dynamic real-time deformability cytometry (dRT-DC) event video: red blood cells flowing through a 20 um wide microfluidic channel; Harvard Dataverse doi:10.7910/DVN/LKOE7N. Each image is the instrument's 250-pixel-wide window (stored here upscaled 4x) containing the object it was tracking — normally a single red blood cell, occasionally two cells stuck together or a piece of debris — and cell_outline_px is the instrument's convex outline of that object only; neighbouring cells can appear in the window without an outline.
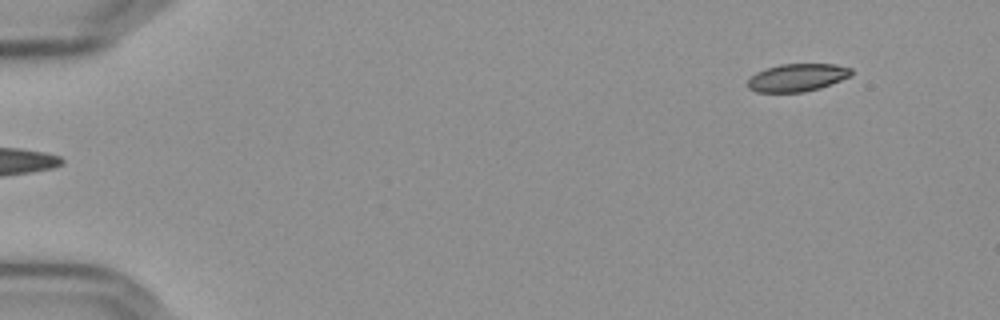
{"species": "Egyptian fruit bat (a non-hibernating species)", "species_latin": "Rousettus aegyptiacus", "temperature_condition": "cold", "stored_images_in_passage": 52, "camera_frame_rate_fps": 3000, "um_per_image_px": 0.085, "frame": {"image": 1, "passage_image": 1, "time_ms": 0.0, "image_size_px": [1000, 320], "cell_outline_px": [[852, 76], [820, 88], [804, 92], [756, 92], [748, 88], [744, 84], [756, 72], [764, 68], [780, 64], [836, 64], [852, 68]], "centroid_in_image_um": [67.75, 6.59], "position_along_channel_um": 17.3, "area_um2": 16.99}}
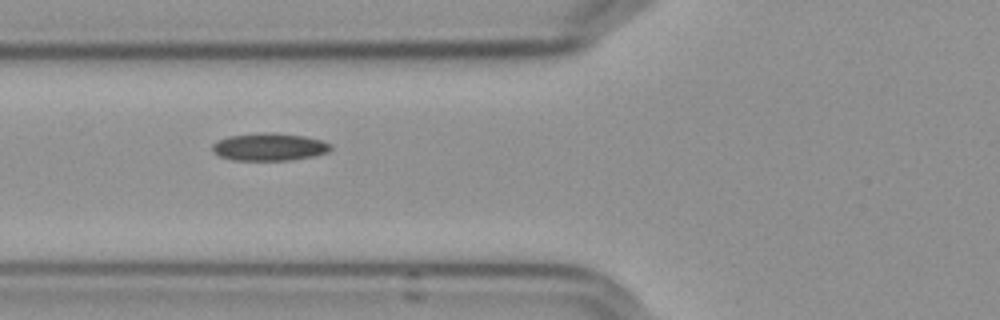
{"frame": {"image": 2, "passage_image": 18, "time_ms": 5.667, "image_size_px": [1000, 320], "cell_outline_px": [[332, 148], [328, 152], [312, 156], [288, 160], [232, 160], [220, 156], [212, 152], [212, 144], [216, 140], [228, 136], [264, 132], [276, 132], [304, 136], [324, 140], [332, 144]], "centroid_in_image_um": [22.89, 12.47], "position_along_channel_um": 102.9, "area_um2": 19.25}}
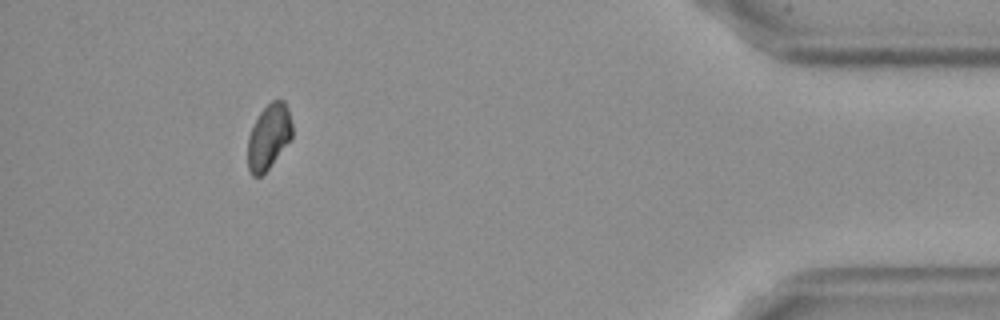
{"frame": {"image": 3, "passage_image": 48, "time_ms": 15.667, "image_size_px": [1000, 320], "cell_outline_px": [[292, 136], [268, 168], [260, 176], [252, 176], [248, 168], [248, 136], [260, 112], [272, 100], [284, 100], [288, 108], [292, 124]], "centroid_in_image_um": [22.84, 11.6], "position_along_channel_um": 412.4, "area_um2": 16.47}}